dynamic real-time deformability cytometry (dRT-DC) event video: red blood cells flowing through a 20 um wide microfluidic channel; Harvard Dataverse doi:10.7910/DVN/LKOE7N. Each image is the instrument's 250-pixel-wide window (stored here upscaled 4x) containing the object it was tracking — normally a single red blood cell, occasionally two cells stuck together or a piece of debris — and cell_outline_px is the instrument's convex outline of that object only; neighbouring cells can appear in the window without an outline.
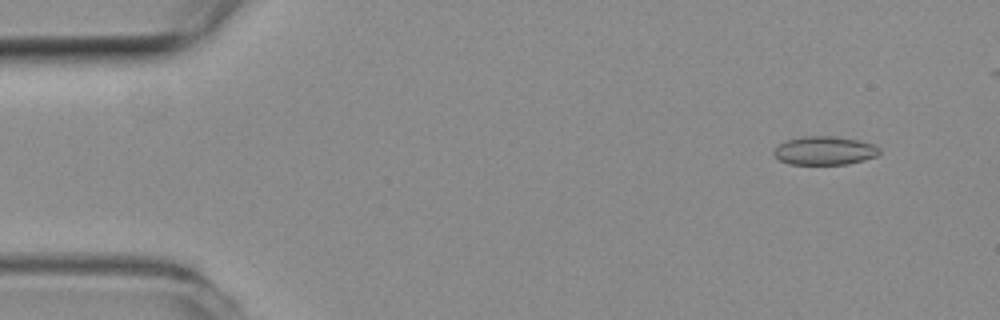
{"species": "common noctule bat (a hibernating species)", "species_latin": "Nyctalus noctula", "temperature_condition": "room temperature", "stored_images_in_passage": 49, "camera_frame_rate_fps": 3000, "um_per_image_px": 0.085, "animal": {"sex": "female", "body_mass_g": 19.3, "forearm_length_mm": 54.1}, "frame": {"image": 1, "passage_image": 5, "time_ms": 1.333, "image_size_px": [1000, 320], "cell_outline_px": [[880, 152], [876, 156], [864, 160], [848, 164], [788, 164], [780, 160], [772, 152], [784, 140], [804, 136], [828, 136], [856, 140], [872, 144], [880, 148]], "centroid_in_image_um": [70.07, 12.81], "position_along_channel_um": 14.9, "area_um2": 17.4}}
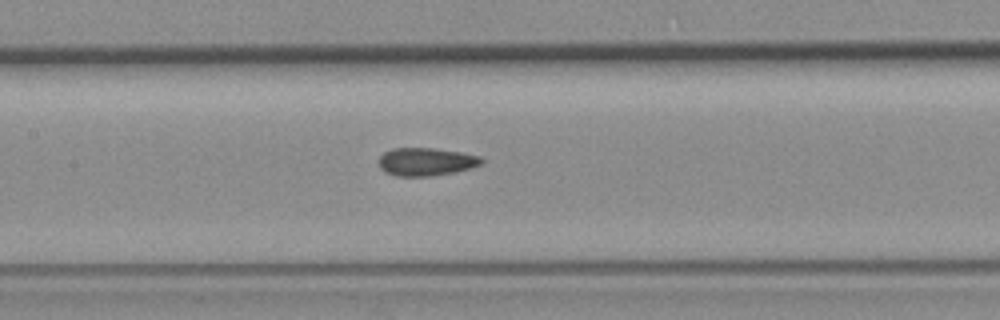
{"frame": {"image": 2, "passage_image": 25, "time_ms": 8.0, "image_size_px": [1000, 320], "cell_outline_px": [[484, 164], [472, 168], [456, 172], [432, 176], [396, 176], [384, 172], [380, 168], [380, 156], [384, 152], [392, 148], [432, 148], [460, 152], [480, 156], [484, 160]], "centroid_in_image_um": [36.25, 13.75], "position_along_channel_um": 171.2, "area_um2": 16.94}}
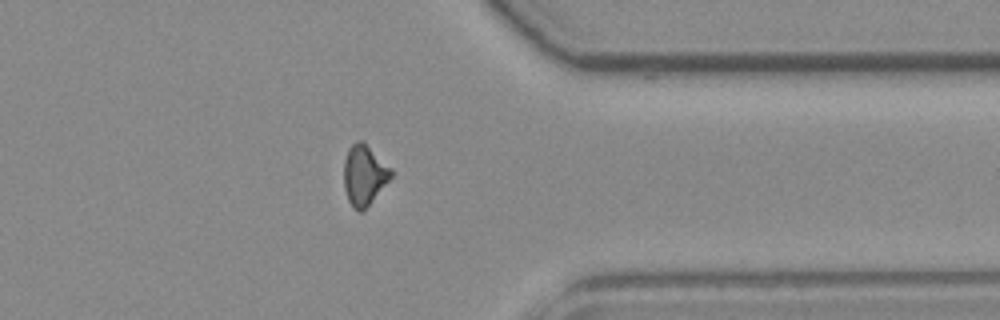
{"frame": {"image": 3, "passage_image": 42, "time_ms": 13.667, "image_size_px": [1000, 320], "cell_outline_px": [[392, 176], [368, 204], [360, 212], [348, 200], [344, 188], [344, 160], [348, 148], [356, 140], [360, 140], [392, 168]], "centroid_in_image_um": [30.93, 14.84], "position_along_channel_um": 380.5, "area_um2": 16.01}}